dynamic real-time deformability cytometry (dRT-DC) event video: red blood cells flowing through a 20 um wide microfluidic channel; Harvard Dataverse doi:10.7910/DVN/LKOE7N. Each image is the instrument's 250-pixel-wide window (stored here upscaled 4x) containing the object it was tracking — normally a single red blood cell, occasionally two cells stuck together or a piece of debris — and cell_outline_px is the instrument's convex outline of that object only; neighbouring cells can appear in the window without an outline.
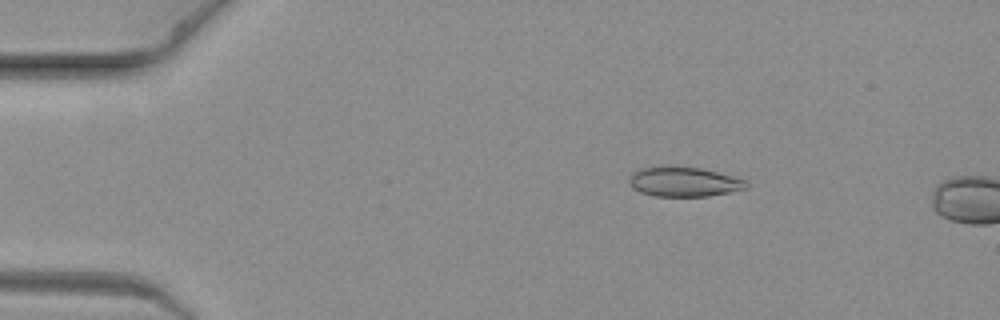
{"species": "common noctule bat (a hibernating species)", "species_latin": "Nyctalus noctula", "temperature_condition": "warm", "stored_images_in_passage": 2, "camera_frame_rate_fps": 3000, "um_per_image_px": 0.085, "animal": {"sex": "female", "body_mass_g": 19.3, "forearm_length_mm": 54.1}, "frame": {"image": 1, "passage_image": 1, "time_ms": 0.0, "image_size_px": [1000, 320], "cell_outline_px": [[748, 188], [708, 196], [656, 196], [640, 192], [632, 188], [632, 172], [644, 168], [700, 168], [716, 172], [744, 180], [748, 184]], "centroid_in_image_um": [58.17, 15.49], "position_along_channel_um": 26.8, "area_um2": 19.31}}